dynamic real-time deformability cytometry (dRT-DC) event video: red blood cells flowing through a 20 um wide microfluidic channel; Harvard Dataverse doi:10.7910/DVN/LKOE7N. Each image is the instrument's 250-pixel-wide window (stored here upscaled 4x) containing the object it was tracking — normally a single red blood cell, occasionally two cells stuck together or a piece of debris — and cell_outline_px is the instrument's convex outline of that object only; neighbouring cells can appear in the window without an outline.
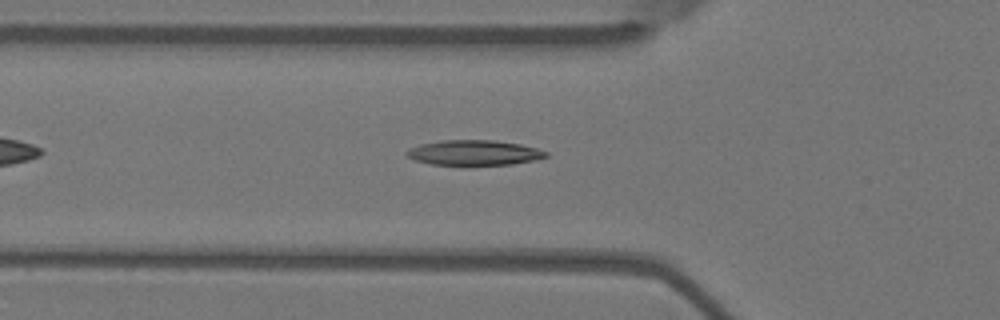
{"species": "Egyptian fruit bat (a non-hibernating species)", "species_latin": "Rousettus aegyptiacus", "temperature_condition": "warm", "stored_images_in_passage": 39, "camera_frame_rate_fps": 3000, "um_per_image_px": 0.085, "animal": {"sex": "female"}, "frame": {"image": 1, "passage_image": 9, "time_ms": 2.667, "image_size_px": [1000, 320], "cell_outline_px": [[548, 156], [536, 160], [512, 164], [468, 168], [432, 164], [416, 160], [408, 156], [404, 152], [408, 148], [420, 144], [440, 140], [492, 140], [520, 144], [536, 148], [548, 152]], "centroid_in_image_um": [40.28, 13.02], "position_along_channel_um": 85.5, "area_um2": 21.33}}
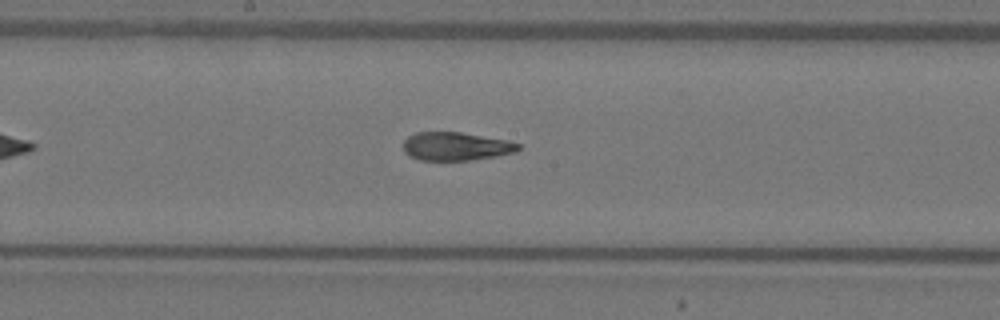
{"frame": {"image": 2, "passage_image": 19, "time_ms": 6.0, "image_size_px": [1000, 320], "cell_outline_px": [[520, 148], [516, 152], [496, 156], [468, 160], [420, 160], [408, 156], [404, 152], [404, 140], [408, 136], [416, 132], [460, 132], [508, 140], [520, 144]], "centroid_in_image_um": [38.74, 12.43], "position_along_channel_um": 209.5, "area_um2": 19.02}}
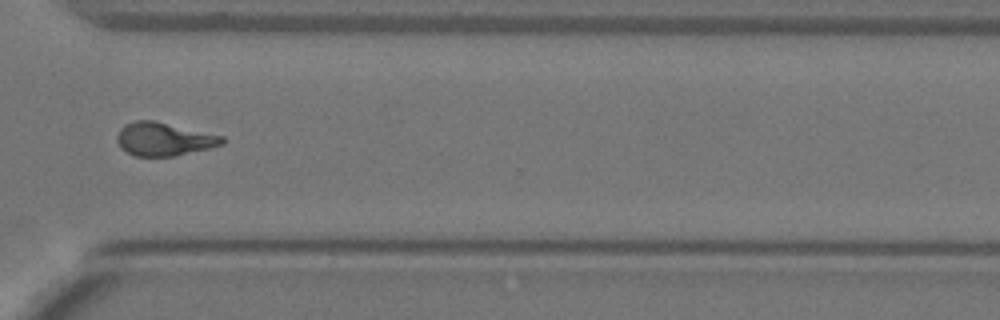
{"frame": {"image": 3, "passage_image": 31, "time_ms": 10.0, "image_size_px": [1000, 320], "cell_outline_px": [[224, 144], [176, 156], [136, 156], [120, 148], [116, 140], [116, 136], [120, 128], [124, 124], [136, 120], [152, 120], [224, 136]], "centroid_in_image_um": [13.9, 11.82], "position_along_channel_um": 356.7, "area_um2": 20.35}, "authors_computed_cell_mechanics": {"area_um2": 20.23, "velocity_mm_per_s": 3.6862, "shape_relaxation_time_tau1_ms": 6.6273, "shape_relaxation_time_tau2_ms": 1.4516, "deformation_change_tau1": 0.2236, "deformation_change_tau2": 0.0951}}